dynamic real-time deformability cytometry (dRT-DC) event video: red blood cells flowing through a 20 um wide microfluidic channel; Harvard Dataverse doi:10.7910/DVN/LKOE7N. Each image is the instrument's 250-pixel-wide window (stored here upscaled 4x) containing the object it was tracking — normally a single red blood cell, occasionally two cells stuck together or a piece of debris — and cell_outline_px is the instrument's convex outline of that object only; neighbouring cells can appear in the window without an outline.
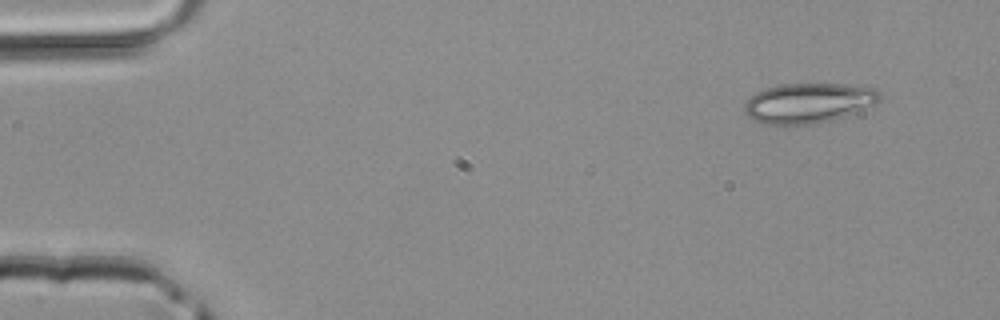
{"species": "common noctule bat (a hibernating species)", "species_latin": "Nyctalus noctula", "temperature_condition": "room temperature", "stored_images_in_passage": 2, "camera_frame_rate_fps": 3000, "um_per_image_px": 0.085, "animal": {"sex": "male", "body_mass_g": 20.4}, "frame": {"image": 1, "passage_image": 1, "time_ms": 0.0, "image_size_px": [1000, 320], "cell_outline_px": [[884, 96], [876, 104], [856, 112], [832, 120], [816, 124], [784, 128], [764, 124], [748, 116], [744, 112], [744, 104], [756, 92], [764, 88], [780, 84], [844, 84], [876, 88]], "centroid_in_image_um": [68.72, 8.79], "position_along_channel_um": 16.3, "area_um2": 32.43}}